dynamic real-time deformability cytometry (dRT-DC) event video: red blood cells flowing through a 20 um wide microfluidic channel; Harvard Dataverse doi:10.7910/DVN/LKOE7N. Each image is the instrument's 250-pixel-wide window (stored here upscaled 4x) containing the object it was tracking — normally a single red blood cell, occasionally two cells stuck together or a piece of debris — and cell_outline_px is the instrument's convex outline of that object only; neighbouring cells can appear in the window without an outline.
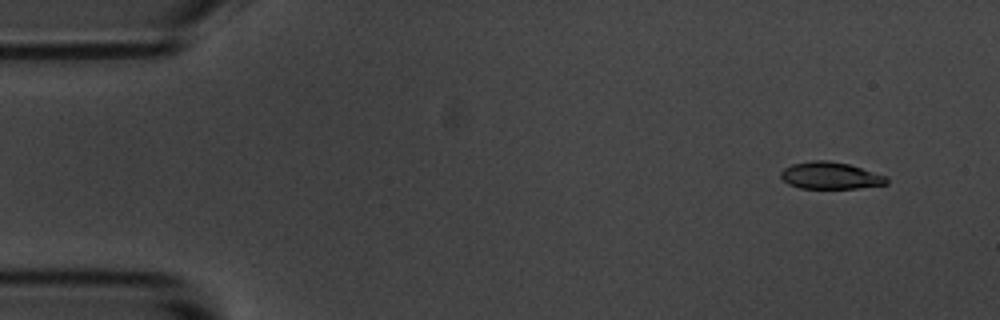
{"species": "common noctule bat (a hibernating species)", "species_latin": "Nyctalus noctula", "temperature_condition": "room temperature", "stored_images_in_passage": 6, "camera_frame_rate_fps": 3000, "um_per_image_px": 0.085, "animal": {"sex": "male", "body_mass_g": 20.1, "forearm_length_mm": 53.5}, "frame": {"image": 1, "passage_image": 2, "time_ms": 1.333, "image_size_px": [1000, 320], "cell_outline_px": [[888, 184], [856, 188], [800, 188], [788, 184], [780, 176], [780, 172], [784, 168], [792, 164], [812, 160], [828, 160], [848, 164], [888, 176]], "centroid_in_image_um": [70.58, 14.92], "position_along_channel_um": 14.4, "area_um2": 16.65}}
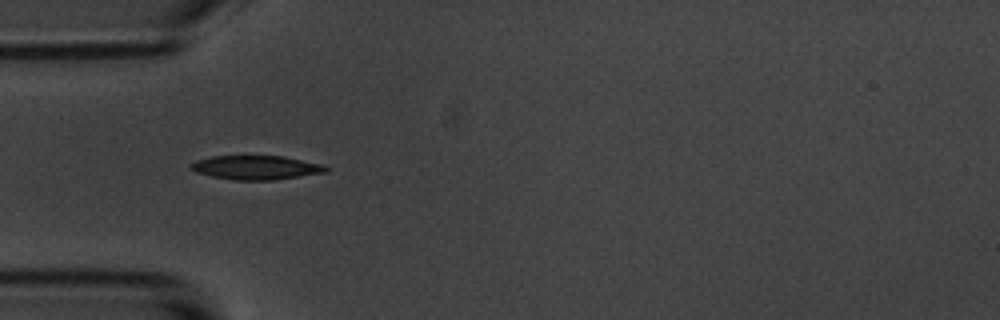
{"frame": {"image": 2, "passage_image": 5, "time_ms": 5.667, "image_size_px": [1000, 320], "cell_outline_px": [[328, 172], [272, 180], [236, 180], [212, 176], [196, 172], [188, 168], [188, 164], [196, 160], [212, 156], [284, 156], [324, 164], [328, 168]], "centroid_in_image_um": [21.76, 14.23], "position_along_channel_um": 63.2, "area_um2": 19.02}}